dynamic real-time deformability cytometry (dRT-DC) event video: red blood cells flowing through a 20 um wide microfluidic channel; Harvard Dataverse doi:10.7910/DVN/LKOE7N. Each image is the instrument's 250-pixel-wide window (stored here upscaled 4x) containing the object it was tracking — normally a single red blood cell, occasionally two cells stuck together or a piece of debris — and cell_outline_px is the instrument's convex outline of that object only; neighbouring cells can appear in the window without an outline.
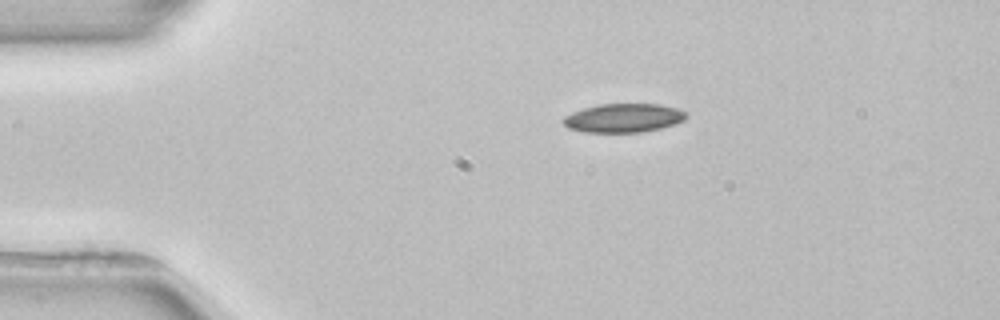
{"species": "common noctule bat (a hibernating species)", "species_latin": "Nyctalus noctula", "temperature_condition": "room temperature", "stored_images_in_passage": 2, "camera_frame_rate_fps": 3000, "um_per_image_px": 0.085, "animal": {"sex": "female", "body_mass_g": 22.7, "forearm_length_mm": 54.2}, "frame": {"image": 1, "passage_image": 1, "time_ms": 0.0, "image_size_px": [1000, 320], "cell_outline_px": [[688, 116], [684, 120], [676, 124], [644, 132], [584, 132], [568, 128], [560, 120], [564, 116], [572, 112], [584, 108], [600, 104], [660, 104], [676, 108], [688, 112]], "centroid_in_image_um": [53.01, 10.03], "position_along_channel_um": 32.0, "area_um2": 20.81}}